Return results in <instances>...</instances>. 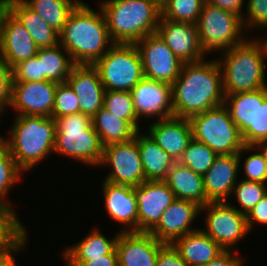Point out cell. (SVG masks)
Wrapping results in <instances>:
<instances>
[{
	"instance_id": "d590c367",
	"label": "cell",
	"mask_w": 267,
	"mask_h": 266,
	"mask_svg": "<svg viewBox=\"0 0 267 266\" xmlns=\"http://www.w3.org/2000/svg\"><path fill=\"white\" fill-rule=\"evenodd\" d=\"M217 156L209 146L193 139L178 162L203 176L212 166Z\"/></svg>"
},
{
	"instance_id": "ba28073f",
	"label": "cell",
	"mask_w": 267,
	"mask_h": 266,
	"mask_svg": "<svg viewBox=\"0 0 267 266\" xmlns=\"http://www.w3.org/2000/svg\"><path fill=\"white\" fill-rule=\"evenodd\" d=\"M205 53L225 51L246 40L242 17L205 2L196 23Z\"/></svg>"
},
{
	"instance_id": "e0dca14e",
	"label": "cell",
	"mask_w": 267,
	"mask_h": 266,
	"mask_svg": "<svg viewBox=\"0 0 267 266\" xmlns=\"http://www.w3.org/2000/svg\"><path fill=\"white\" fill-rule=\"evenodd\" d=\"M137 119L174 116L171 84L143 77L131 90ZM160 117V118H159Z\"/></svg>"
},
{
	"instance_id": "f907efd6",
	"label": "cell",
	"mask_w": 267,
	"mask_h": 266,
	"mask_svg": "<svg viewBox=\"0 0 267 266\" xmlns=\"http://www.w3.org/2000/svg\"><path fill=\"white\" fill-rule=\"evenodd\" d=\"M14 255L0 257V266H17Z\"/></svg>"
},
{
	"instance_id": "e575fe53",
	"label": "cell",
	"mask_w": 267,
	"mask_h": 266,
	"mask_svg": "<svg viewBox=\"0 0 267 266\" xmlns=\"http://www.w3.org/2000/svg\"><path fill=\"white\" fill-rule=\"evenodd\" d=\"M103 108L119 116V119L127 120L137 131L140 130L131 91L105 90Z\"/></svg>"
},
{
	"instance_id": "ffe728a7",
	"label": "cell",
	"mask_w": 267,
	"mask_h": 266,
	"mask_svg": "<svg viewBox=\"0 0 267 266\" xmlns=\"http://www.w3.org/2000/svg\"><path fill=\"white\" fill-rule=\"evenodd\" d=\"M164 244L149 232H119L115 245L118 266H156Z\"/></svg>"
},
{
	"instance_id": "db71d44e",
	"label": "cell",
	"mask_w": 267,
	"mask_h": 266,
	"mask_svg": "<svg viewBox=\"0 0 267 266\" xmlns=\"http://www.w3.org/2000/svg\"><path fill=\"white\" fill-rule=\"evenodd\" d=\"M5 7H6V0H0V14Z\"/></svg>"
},
{
	"instance_id": "bcb514c9",
	"label": "cell",
	"mask_w": 267,
	"mask_h": 266,
	"mask_svg": "<svg viewBox=\"0 0 267 266\" xmlns=\"http://www.w3.org/2000/svg\"><path fill=\"white\" fill-rule=\"evenodd\" d=\"M249 232L256 227L254 224L267 225V194L246 215Z\"/></svg>"
},
{
	"instance_id": "8fae6325",
	"label": "cell",
	"mask_w": 267,
	"mask_h": 266,
	"mask_svg": "<svg viewBox=\"0 0 267 266\" xmlns=\"http://www.w3.org/2000/svg\"><path fill=\"white\" fill-rule=\"evenodd\" d=\"M111 168L104 181L135 187L145 181L144 169L136 139L104 147L101 166Z\"/></svg>"
},
{
	"instance_id": "ac0fdd59",
	"label": "cell",
	"mask_w": 267,
	"mask_h": 266,
	"mask_svg": "<svg viewBox=\"0 0 267 266\" xmlns=\"http://www.w3.org/2000/svg\"><path fill=\"white\" fill-rule=\"evenodd\" d=\"M156 32L183 63L197 62L209 55L201 47L196 24L174 22L161 16Z\"/></svg>"
},
{
	"instance_id": "60d3db41",
	"label": "cell",
	"mask_w": 267,
	"mask_h": 266,
	"mask_svg": "<svg viewBox=\"0 0 267 266\" xmlns=\"http://www.w3.org/2000/svg\"><path fill=\"white\" fill-rule=\"evenodd\" d=\"M257 153L250 154L244 160L245 180L267 184V160L262 150L255 146Z\"/></svg>"
},
{
	"instance_id": "7402d4cb",
	"label": "cell",
	"mask_w": 267,
	"mask_h": 266,
	"mask_svg": "<svg viewBox=\"0 0 267 266\" xmlns=\"http://www.w3.org/2000/svg\"><path fill=\"white\" fill-rule=\"evenodd\" d=\"M107 214L124 226L120 232H138V205L134 187L102 182Z\"/></svg>"
},
{
	"instance_id": "9a60e30c",
	"label": "cell",
	"mask_w": 267,
	"mask_h": 266,
	"mask_svg": "<svg viewBox=\"0 0 267 266\" xmlns=\"http://www.w3.org/2000/svg\"><path fill=\"white\" fill-rule=\"evenodd\" d=\"M244 151H255V146L245 145L238 154L218 155L203 175L204 190L208 202H223L232 195L237 184L241 156Z\"/></svg>"
},
{
	"instance_id": "7a4b0ae2",
	"label": "cell",
	"mask_w": 267,
	"mask_h": 266,
	"mask_svg": "<svg viewBox=\"0 0 267 266\" xmlns=\"http://www.w3.org/2000/svg\"><path fill=\"white\" fill-rule=\"evenodd\" d=\"M80 1L59 33V44L75 64L93 65L113 45L104 14Z\"/></svg>"
},
{
	"instance_id": "cb8c5ba5",
	"label": "cell",
	"mask_w": 267,
	"mask_h": 266,
	"mask_svg": "<svg viewBox=\"0 0 267 266\" xmlns=\"http://www.w3.org/2000/svg\"><path fill=\"white\" fill-rule=\"evenodd\" d=\"M188 266H202L219 256L224 249L200 228L171 243Z\"/></svg>"
},
{
	"instance_id": "4316f807",
	"label": "cell",
	"mask_w": 267,
	"mask_h": 266,
	"mask_svg": "<svg viewBox=\"0 0 267 266\" xmlns=\"http://www.w3.org/2000/svg\"><path fill=\"white\" fill-rule=\"evenodd\" d=\"M134 138L140 152L145 180H165L175 161L148 133L142 134L139 130Z\"/></svg>"
},
{
	"instance_id": "8d00e7d4",
	"label": "cell",
	"mask_w": 267,
	"mask_h": 266,
	"mask_svg": "<svg viewBox=\"0 0 267 266\" xmlns=\"http://www.w3.org/2000/svg\"><path fill=\"white\" fill-rule=\"evenodd\" d=\"M266 194L267 184L241 179L232 192L239 204L237 206H240L235 209L247 215Z\"/></svg>"
},
{
	"instance_id": "3957f363",
	"label": "cell",
	"mask_w": 267,
	"mask_h": 266,
	"mask_svg": "<svg viewBox=\"0 0 267 266\" xmlns=\"http://www.w3.org/2000/svg\"><path fill=\"white\" fill-rule=\"evenodd\" d=\"M221 53L224 57L217 62L222 72L225 95L267 87V38H247L242 44Z\"/></svg>"
},
{
	"instance_id": "d6986e66",
	"label": "cell",
	"mask_w": 267,
	"mask_h": 266,
	"mask_svg": "<svg viewBox=\"0 0 267 266\" xmlns=\"http://www.w3.org/2000/svg\"><path fill=\"white\" fill-rule=\"evenodd\" d=\"M200 209L196 202L175 199L149 233L158 241L171 244L175 239L198 230L191 225L201 214Z\"/></svg>"
},
{
	"instance_id": "83f0119b",
	"label": "cell",
	"mask_w": 267,
	"mask_h": 266,
	"mask_svg": "<svg viewBox=\"0 0 267 266\" xmlns=\"http://www.w3.org/2000/svg\"><path fill=\"white\" fill-rule=\"evenodd\" d=\"M256 90L225 95L224 105L238 126L244 145L254 146V114Z\"/></svg>"
},
{
	"instance_id": "5b68a950",
	"label": "cell",
	"mask_w": 267,
	"mask_h": 266,
	"mask_svg": "<svg viewBox=\"0 0 267 266\" xmlns=\"http://www.w3.org/2000/svg\"><path fill=\"white\" fill-rule=\"evenodd\" d=\"M14 119L6 147L22 172H28L54 153L56 123L52 117L34 115Z\"/></svg>"
},
{
	"instance_id": "7c38bea8",
	"label": "cell",
	"mask_w": 267,
	"mask_h": 266,
	"mask_svg": "<svg viewBox=\"0 0 267 266\" xmlns=\"http://www.w3.org/2000/svg\"><path fill=\"white\" fill-rule=\"evenodd\" d=\"M135 45L141 56L144 77L172 84L180 75L183 62L157 32L148 34Z\"/></svg>"
},
{
	"instance_id": "44dd1931",
	"label": "cell",
	"mask_w": 267,
	"mask_h": 266,
	"mask_svg": "<svg viewBox=\"0 0 267 266\" xmlns=\"http://www.w3.org/2000/svg\"><path fill=\"white\" fill-rule=\"evenodd\" d=\"M66 82L79 99V112L91 118L103 107L105 88L93 65L76 64Z\"/></svg>"
},
{
	"instance_id": "4dcf8cb0",
	"label": "cell",
	"mask_w": 267,
	"mask_h": 266,
	"mask_svg": "<svg viewBox=\"0 0 267 266\" xmlns=\"http://www.w3.org/2000/svg\"><path fill=\"white\" fill-rule=\"evenodd\" d=\"M117 237L118 234L108 239L94 228L84 239L66 248L63 257L66 261H91V258L102 257L115 248Z\"/></svg>"
},
{
	"instance_id": "2e32d148",
	"label": "cell",
	"mask_w": 267,
	"mask_h": 266,
	"mask_svg": "<svg viewBox=\"0 0 267 266\" xmlns=\"http://www.w3.org/2000/svg\"><path fill=\"white\" fill-rule=\"evenodd\" d=\"M138 205V232H149L176 199L164 180H145L134 187Z\"/></svg>"
},
{
	"instance_id": "484cf974",
	"label": "cell",
	"mask_w": 267,
	"mask_h": 266,
	"mask_svg": "<svg viewBox=\"0 0 267 266\" xmlns=\"http://www.w3.org/2000/svg\"><path fill=\"white\" fill-rule=\"evenodd\" d=\"M6 7L27 29L39 49L50 48L59 44V33L22 0H6Z\"/></svg>"
},
{
	"instance_id": "ee69618b",
	"label": "cell",
	"mask_w": 267,
	"mask_h": 266,
	"mask_svg": "<svg viewBox=\"0 0 267 266\" xmlns=\"http://www.w3.org/2000/svg\"><path fill=\"white\" fill-rule=\"evenodd\" d=\"M12 68L0 59V104L6 109L12 99Z\"/></svg>"
},
{
	"instance_id": "30bf717a",
	"label": "cell",
	"mask_w": 267,
	"mask_h": 266,
	"mask_svg": "<svg viewBox=\"0 0 267 266\" xmlns=\"http://www.w3.org/2000/svg\"><path fill=\"white\" fill-rule=\"evenodd\" d=\"M233 205L229 199L223 202H208L200 209V212L207 211L204 222L206 228L201 230L224 250H233L232 248L249 234L246 215Z\"/></svg>"
},
{
	"instance_id": "d6a6232c",
	"label": "cell",
	"mask_w": 267,
	"mask_h": 266,
	"mask_svg": "<svg viewBox=\"0 0 267 266\" xmlns=\"http://www.w3.org/2000/svg\"><path fill=\"white\" fill-rule=\"evenodd\" d=\"M55 31L60 33L70 12L80 0H22Z\"/></svg>"
},
{
	"instance_id": "11a10c76",
	"label": "cell",
	"mask_w": 267,
	"mask_h": 266,
	"mask_svg": "<svg viewBox=\"0 0 267 266\" xmlns=\"http://www.w3.org/2000/svg\"><path fill=\"white\" fill-rule=\"evenodd\" d=\"M6 111V109L0 104V117L3 115V113ZM2 114V115H1Z\"/></svg>"
},
{
	"instance_id": "681fc988",
	"label": "cell",
	"mask_w": 267,
	"mask_h": 266,
	"mask_svg": "<svg viewBox=\"0 0 267 266\" xmlns=\"http://www.w3.org/2000/svg\"><path fill=\"white\" fill-rule=\"evenodd\" d=\"M206 2L223 10L235 13L241 17L244 14V12H242L245 2L244 0H206Z\"/></svg>"
},
{
	"instance_id": "f546056e",
	"label": "cell",
	"mask_w": 267,
	"mask_h": 266,
	"mask_svg": "<svg viewBox=\"0 0 267 266\" xmlns=\"http://www.w3.org/2000/svg\"><path fill=\"white\" fill-rule=\"evenodd\" d=\"M92 124L103 147L130 141L137 132L127 120L119 119L103 107L92 117Z\"/></svg>"
},
{
	"instance_id": "7bdbcfd3",
	"label": "cell",
	"mask_w": 267,
	"mask_h": 266,
	"mask_svg": "<svg viewBox=\"0 0 267 266\" xmlns=\"http://www.w3.org/2000/svg\"><path fill=\"white\" fill-rule=\"evenodd\" d=\"M13 82L42 81L41 58L37 55L12 68Z\"/></svg>"
},
{
	"instance_id": "7dc6e473",
	"label": "cell",
	"mask_w": 267,
	"mask_h": 266,
	"mask_svg": "<svg viewBox=\"0 0 267 266\" xmlns=\"http://www.w3.org/2000/svg\"><path fill=\"white\" fill-rule=\"evenodd\" d=\"M67 266H118V254L114 248L109 254L91 258V261H65Z\"/></svg>"
},
{
	"instance_id": "f35d334b",
	"label": "cell",
	"mask_w": 267,
	"mask_h": 266,
	"mask_svg": "<svg viewBox=\"0 0 267 266\" xmlns=\"http://www.w3.org/2000/svg\"><path fill=\"white\" fill-rule=\"evenodd\" d=\"M79 113V99L67 82L58 83L55 91V101L52 118Z\"/></svg>"
},
{
	"instance_id": "f6af8a7d",
	"label": "cell",
	"mask_w": 267,
	"mask_h": 266,
	"mask_svg": "<svg viewBox=\"0 0 267 266\" xmlns=\"http://www.w3.org/2000/svg\"><path fill=\"white\" fill-rule=\"evenodd\" d=\"M156 266H188L172 244L165 243L158 252Z\"/></svg>"
},
{
	"instance_id": "4fadbf2b",
	"label": "cell",
	"mask_w": 267,
	"mask_h": 266,
	"mask_svg": "<svg viewBox=\"0 0 267 266\" xmlns=\"http://www.w3.org/2000/svg\"><path fill=\"white\" fill-rule=\"evenodd\" d=\"M38 49L27 29L5 7L0 14V59L13 68L36 56Z\"/></svg>"
},
{
	"instance_id": "8992f818",
	"label": "cell",
	"mask_w": 267,
	"mask_h": 266,
	"mask_svg": "<svg viewBox=\"0 0 267 266\" xmlns=\"http://www.w3.org/2000/svg\"><path fill=\"white\" fill-rule=\"evenodd\" d=\"M56 138L54 152L87 166H100L104 147L92 124V118L74 113L54 119Z\"/></svg>"
},
{
	"instance_id": "9c48e42d",
	"label": "cell",
	"mask_w": 267,
	"mask_h": 266,
	"mask_svg": "<svg viewBox=\"0 0 267 266\" xmlns=\"http://www.w3.org/2000/svg\"><path fill=\"white\" fill-rule=\"evenodd\" d=\"M93 66L105 90L131 91L144 77L135 44H114Z\"/></svg>"
},
{
	"instance_id": "f5cc1de1",
	"label": "cell",
	"mask_w": 267,
	"mask_h": 266,
	"mask_svg": "<svg viewBox=\"0 0 267 266\" xmlns=\"http://www.w3.org/2000/svg\"><path fill=\"white\" fill-rule=\"evenodd\" d=\"M6 147L5 136L0 135V152Z\"/></svg>"
},
{
	"instance_id": "836d02e7",
	"label": "cell",
	"mask_w": 267,
	"mask_h": 266,
	"mask_svg": "<svg viewBox=\"0 0 267 266\" xmlns=\"http://www.w3.org/2000/svg\"><path fill=\"white\" fill-rule=\"evenodd\" d=\"M206 0H165L161 16L174 22L196 24Z\"/></svg>"
},
{
	"instance_id": "816d5d0a",
	"label": "cell",
	"mask_w": 267,
	"mask_h": 266,
	"mask_svg": "<svg viewBox=\"0 0 267 266\" xmlns=\"http://www.w3.org/2000/svg\"><path fill=\"white\" fill-rule=\"evenodd\" d=\"M257 146L262 150L267 160V140L259 143Z\"/></svg>"
},
{
	"instance_id": "b9f144b4",
	"label": "cell",
	"mask_w": 267,
	"mask_h": 266,
	"mask_svg": "<svg viewBox=\"0 0 267 266\" xmlns=\"http://www.w3.org/2000/svg\"><path fill=\"white\" fill-rule=\"evenodd\" d=\"M242 22L246 31L267 28V0H248Z\"/></svg>"
},
{
	"instance_id": "ab89813d",
	"label": "cell",
	"mask_w": 267,
	"mask_h": 266,
	"mask_svg": "<svg viewBox=\"0 0 267 266\" xmlns=\"http://www.w3.org/2000/svg\"><path fill=\"white\" fill-rule=\"evenodd\" d=\"M267 140V87L256 90L254 146Z\"/></svg>"
},
{
	"instance_id": "9f6ffc18",
	"label": "cell",
	"mask_w": 267,
	"mask_h": 266,
	"mask_svg": "<svg viewBox=\"0 0 267 266\" xmlns=\"http://www.w3.org/2000/svg\"><path fill=\"white\" fill-rule=\"evenodd\" d=\"M160 5H162V3L165 1V0H156Z\"/></svg>"
},
{
	"instance_id": "1f68e13d",
	"label": "cell",
	"mask_w": 267,
	"mask_h": 266,
	"mask_svg": "<svg viewBox=\"0 0 267 266\" xmlns=\"http://www.w3.org/2000/svg\"><path fill=\"white\" fill-rule=\"evenodd\" d=\"M36 55L41 58L42 81L66 82L76 65L69 53L60 44L38 49Z\"/></svg>"
},
{
	"instance_id": "603a6c76",
	"label": "cell",
	"mask_w": 267,
	"mask_h": 266,
	"mask_svg": "<svg viewBox=\"0 0 267 266\" xmlns=\"http://www.w3.org/2000/svg\"><path fill=\"white\" fill-rule=\"evenodd\" d=\"M151 138L177 162L189 143L193 140V131L189 119L170 117L157 120L148 127Z\"/></svg>"
},
{
	"instance_id": "f1b7e54d",
	"label": "cell",
	"mask_w": 267,
	"mask_h": 266,
	"mask_svg": "<svg viewBox=\"0 0 267 266\" xmlns=\"http://www.w3.org/2000/svg\"><path fill=\"white\" fill-rule=\"evenodd\" d=\"M28 233L12 206L0 204V257L20 253L25 249Z\"/></svg>"
},
{
	"instance_id": "74e56055",
	"label": "cell",
	"mask_w": 267,
	"mask_h": 266,
	"mask_svg": "<svg viewBox=\"0 0 267 266\" xmlns=\"http://www.w3.org/2000/svg\"><path fill=\"white\" fill-rule=\"evenodd\" d=\"M22 170L17 166L10 151L5 147L0 152V204L10 206L6 201L8 191L20 180H22Z\"/></svg>"
},
{
	"instance_id": "5bb4252c",
	"label": "cell",
	"mask_w": 267,
	"mask_h": 266,
	"mask_svg": "<svg viewBox=\"0 0 267 266\" xmlns=\"http://www.w3.org/2000/svg\"><path fill=\"white\" fill-rule=\"evenodd\" d=\"M57 85L51 80L13 82L9 106L17 110V116L52 117Z\"/></svg>"
},
{
	"instance_id": "d4e9b609",
	"label": "cell",
	"mask_w": 267,
	"mask_h": 266,
	"mask_svg": "<svg viewBox=\"0 0 267 266\" xmlns=\"http://www.w3.org/2000/svg\"><path fill=\"white\" fill-rule=\"evenodd\" d=\"M164 181L176 199L190 200L201 207L207 204L203 176L178 161L171 166Z\"/></svg>"
},
{
	"instance_id": "6da1fadb",
	"label": "cell",
	"mask_w": 267,
	"mask_h": 266,
	"mask_svg": "<svg viewBox=\"0 0 267 266\" xmlns=\"http://www.w3.org/2000/svg\"><path fill=\"white\" fill-rule=\"evenodd\" d=\"M171 87L175 117L190 119L224 104L222 72L217 59L183 63Z\"/></svg>"
},
{
	"instance_id": "c3c4849f",
	"label": "cell",
	"mask_w": 267,
	"mask_h": 266,
	"mask_svg": "<svg viewBox=\"0 0 267 266\" xmlns=\"http://www.w3.org/2000/svg\"><path fill=\"white\" fill-rule=\"evenodd\" d=\"M233 250H224L219 256L202 266H242V257L234 256Z\"/></svg>"
},
{
	"instance_id": "277c9868",
	"label": "cell",
	"mask_w": 267,
	"mask_h": 266,
	"mask_svg": "<svg viewBox=\"0 0 267 266\" xmlns=\"http://www.w3.org/2000/svg\"><path fill=\"white\" fill-rule=\"evenodd\" d=\"M99 4L114 44H135L157 31L161 5L156 0H103Z\"/></svg>"
},
{
	"instance_id": "52a82bcc",
	"label": "cell",
	"mask_w": 267,
	"mask_h": 266,
	"mask_svg": "<svg viewBox=\"0 0 267 266\" xmlns=\"http://www.w3.org/2000/svg\"><path fill=\"white\" fill-rule=\"evenodd\" d=\"M193 139L209 146L217 155L238 154L245 146L238 126L223 104L190 119Z\"/></svg>"
}]
</instances>
